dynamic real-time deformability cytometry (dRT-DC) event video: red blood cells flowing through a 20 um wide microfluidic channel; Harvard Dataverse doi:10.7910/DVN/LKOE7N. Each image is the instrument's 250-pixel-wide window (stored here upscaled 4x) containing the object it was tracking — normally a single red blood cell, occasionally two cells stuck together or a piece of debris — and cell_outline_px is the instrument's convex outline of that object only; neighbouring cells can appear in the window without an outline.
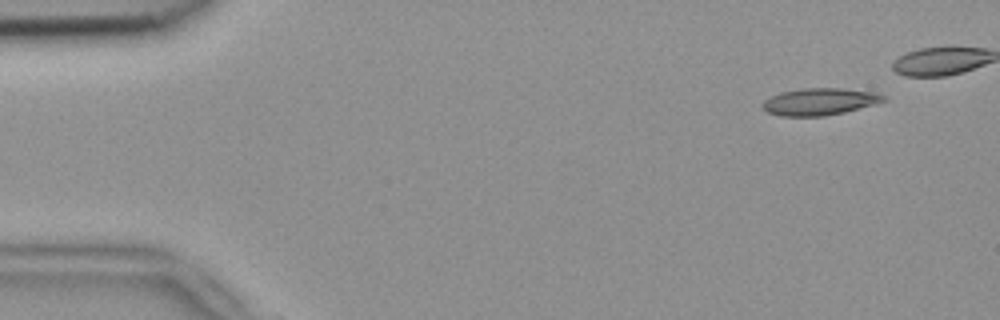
{"species": "common noctule bat (a hibernating species)", "species_latin": "Nyctalus noctula", "temperature_condition": "room temperature", "stored_images_in_passage": 6, "segment_of_instrument_passage": [1, 2], "camera_frame_rate_fps": 3000, "um_per_image_px": 0.085, "animal": {"sex": "female", "body_mass_g": 18.4}, "frame": {"image": 1, "passage_image": 1, "time_ms": 0.0, "image_size_px": [1000, 320], "cell_outline_px": [[888, 100], [876, 104], [844, 112], [824, 116], [780, 116], [768, 112], [760, 104], [764, 100], [780, 92], [804, 88], [844, 88], [876, 92], [884, 96]], "centroid_in_image_um": [69.69, 8.63], "position_along_channel_um": 15.3, "area_um2": 19.13}}